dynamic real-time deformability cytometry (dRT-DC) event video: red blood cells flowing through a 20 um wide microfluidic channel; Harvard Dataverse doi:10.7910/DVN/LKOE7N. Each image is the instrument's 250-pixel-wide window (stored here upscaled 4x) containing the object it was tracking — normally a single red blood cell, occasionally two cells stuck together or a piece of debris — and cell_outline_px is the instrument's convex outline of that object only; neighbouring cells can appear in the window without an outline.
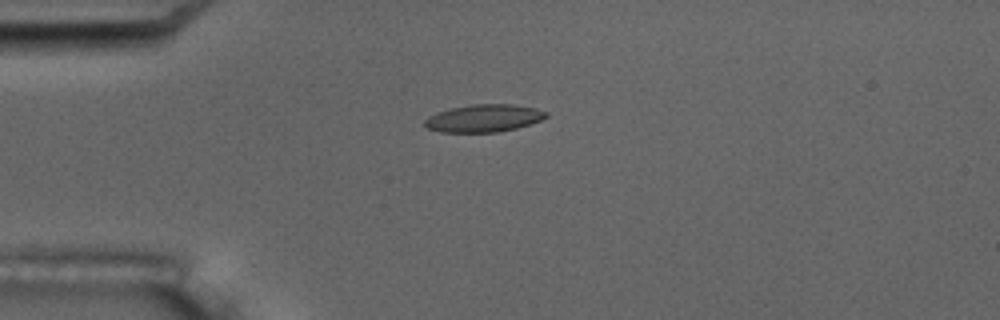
{"species": "common noctule bat (a hibernating species)", "species_latin": "Nyctalus noctula", "temperature_condition": "room temperature", "stored_images_in_passage": 6, "camera_frame_rate_fps": 3000, "um_per_image_px": 0.085, "animal": {"sex": "male", "body_mass_g": 17.5, "forearm_length_mm": 52.3}, "frame": {"image": 1, "passage_image": 3, "time_ms": 2.333, "image_size_px": [1000, 320], "cell_outline_px": [[548, 116], [540, 120], [516, 128], [500, 132], [440, 132], [424, 128], [424, 120], [428, 116], [436, 112], [452, 108], [472, 104], [512, 104], [536, 108], [548, 112]], "centroid_in_image_um": [41.09, 10.05], "position_along_channel_um": 43.9, "area_um2": 19.59}}